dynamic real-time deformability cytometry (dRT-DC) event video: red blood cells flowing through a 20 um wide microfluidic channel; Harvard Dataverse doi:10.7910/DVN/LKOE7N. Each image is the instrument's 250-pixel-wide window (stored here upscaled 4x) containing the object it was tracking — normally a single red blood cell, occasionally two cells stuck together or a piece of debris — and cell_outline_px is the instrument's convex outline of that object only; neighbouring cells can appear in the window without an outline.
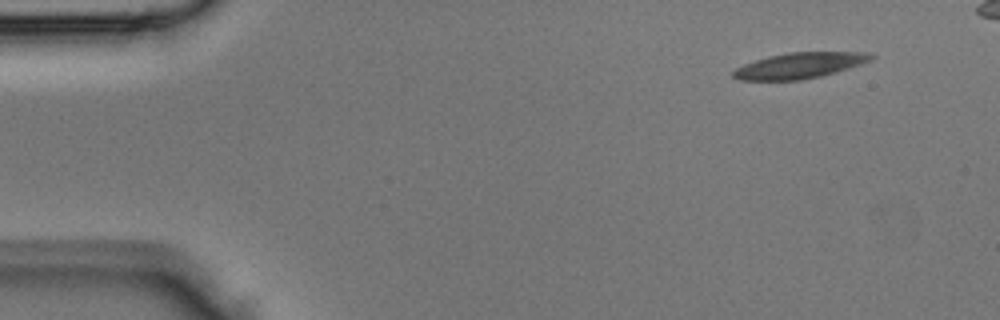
{"species": "Egyptian fruit bat (a non-hibernating species)", "species_latin": "Rousettus aegyptiacus", "temperature_condition": "room temperature", "stored_images_in_passage": 4, "camera_frame_rate_fps": 3000, "um_per_image_px": 0.085, "animal": {"sex": "male"}, "frame": {"image": 1, "passage_image": 1, "time_ms": 0.0, "image_size_px": [1000, 320], "cell_outline_px": [[876, 56], [860, 64], [836, 72], [820, 76], [800, 80], [740, 80], [732, 76], [732, 72], [736, 68], [744, 64], [768, 56], [788, 52], [868, 52]], "centroid_in_image_um": [67.94, 5.56], "position_along_channel_um": 17.1, "area_um2": 20.52}}